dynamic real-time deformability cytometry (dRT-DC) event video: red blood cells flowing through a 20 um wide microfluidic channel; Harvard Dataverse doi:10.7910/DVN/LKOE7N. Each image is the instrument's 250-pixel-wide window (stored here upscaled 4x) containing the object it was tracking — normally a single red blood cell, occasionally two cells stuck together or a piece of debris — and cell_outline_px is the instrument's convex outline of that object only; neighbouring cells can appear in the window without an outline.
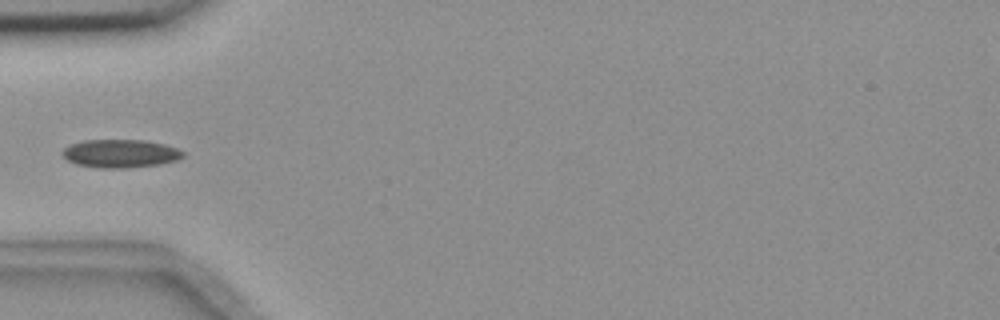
{"species": "common noctule bat (a hibernating species)", "species_latin": "Nyctalus noctula", "temperature_condition": "room temperature", "stored_images_in_passage": 8, "camera_frame_rate_fps": 3000, "um_per_image_px": 0.085, "animal": {"sex": "female", "body_mass_g": 18.4}, "frame": {"image": 1, "passage_image": 5, "time_ms": 5.667, "image_size_px": [1000, 320], "cell_outline_px": [[184, 156], [180, 160], [160, 164], [128, 168], [100, 168], [76, 164], [68, 160], [60, 152], [64, 148], [72, 144], [84, 140], [144, 140], [164, 144], [176, 148], [184, 152]], "centroid_in_image_um": [10.26, 13.05], "position_along_channel_um": 74.7, "area_um2": 19.88}}
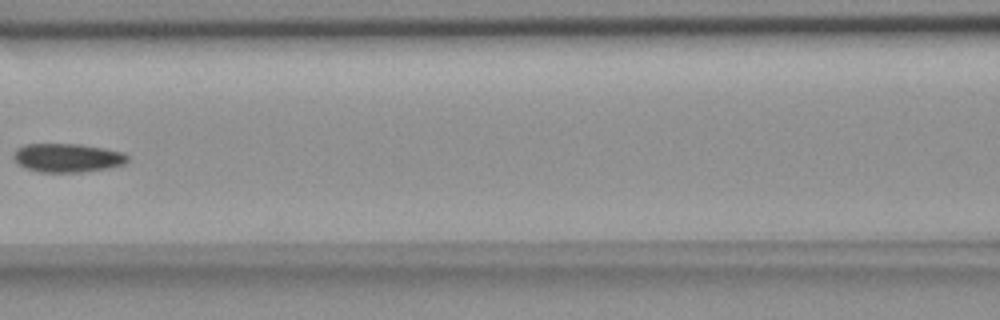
{"frame": {"image": 2, "passage_image": 7, "time_ms": 8.0, "image_size_px": [1000, 320], "cell_outline_px": [[128, 160], [124, 164], [108, 168], [80, 172], [40, 172], [28, 168], [20, 164], [12, 156], [16, 148], [24, 144], [80, 144], [104, 148], [124, 152], [128, 156]], "centroid_in_image_um": [5.75, 13.4], "position_along_channel_um": 160.9, "area_um2": 19.02}}
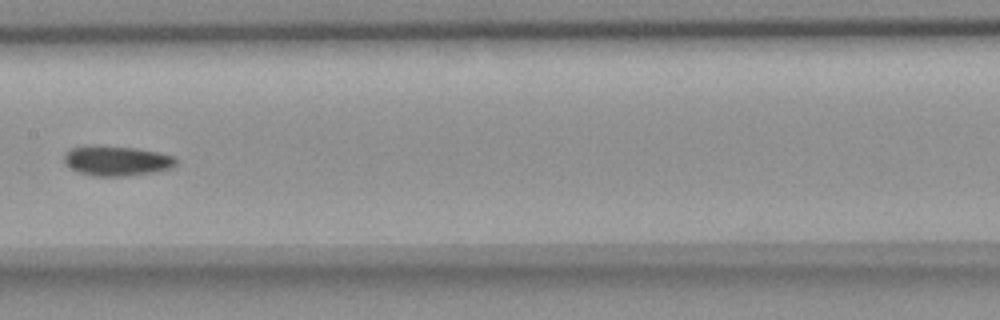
{"frame": {"image": 3, "passage_image": 8, "time_ms": 9.0, "image_size_px": [1000, 320], "cell_outline_px": [[180, 160], [172, 168], [156, 172], [124, 176], [92, 176], [80, 172], [64, 164], [64, 156], [72, 148], [136, 148], [160, 152], [176, 156]], "centroid_in_image_um": [10.05, 13.71], "position_along_channel_um": 197.3, "area_um2": 18.96}}